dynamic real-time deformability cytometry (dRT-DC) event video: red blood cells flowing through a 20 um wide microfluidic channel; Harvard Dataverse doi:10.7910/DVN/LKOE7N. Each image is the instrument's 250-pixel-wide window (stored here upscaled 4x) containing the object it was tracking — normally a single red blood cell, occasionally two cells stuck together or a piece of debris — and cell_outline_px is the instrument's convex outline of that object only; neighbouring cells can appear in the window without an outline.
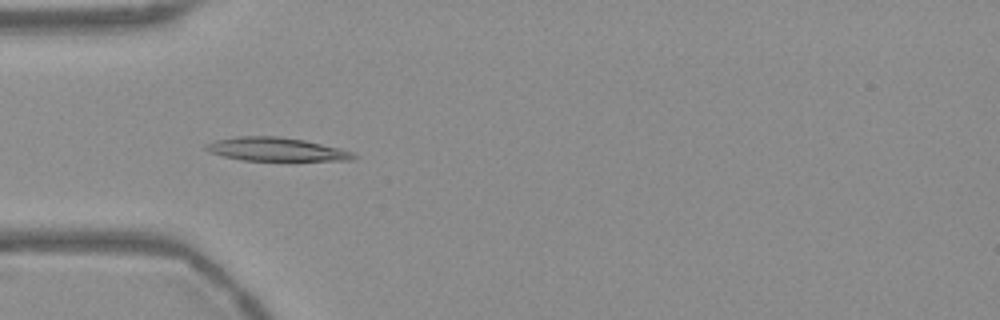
{"species": "Egyptian fruit bat (a non-hibernating species)", "species_latin": "Rousettus aegyptiacus", "temperature_condition": "warm", "stored_images_in_passage": 47, "camera_frame_rate_fps": 3000, "um_per_image_px": 0.085, "frame": {"image": 1, "passage_image": 9, "time_ms": 2.667, "image_size_px": [1000, 320], "cell_outline_px": [[356, 156], [352, 160], [240, 160], [224, 156], [212, 152], [204, 148], [204, 144], [216, 140], [236, 136], [276, 136], [304, 140], [340, 148], [352, 152]], "centroid_in_image_um": [23.44, 12.68], "position_along_channel_um": 61.6, "area_um2": 19.94}}
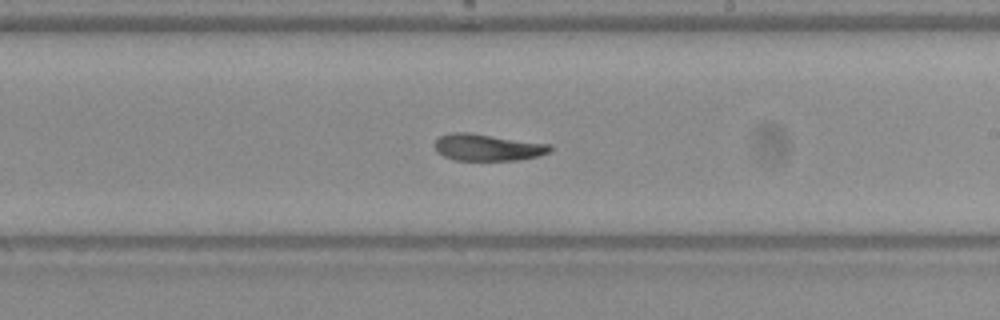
{"frame": {"image": 2, "passage_image": 24, "time_ms": 7.667, "image_size_px": [1000, 320], "cell_outline_px": [[552, 152], [536, 156], [516, 160], [452, 160], [436, 152], [432, 144], [440, 136], [452, 132], [472, 132], [552, 144]], "centroid_in_image_um": [41.43, 12.51], "position_along_channel_um": 247.6, "area_um2": 18.38}}
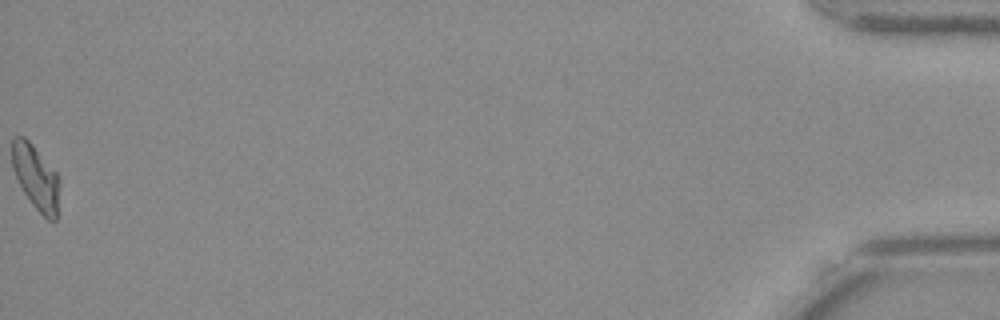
{"frame": {"image": 3, "passage_image": 47, "time_ms": 15.333, "image_size_px": [1000, 320], "cell_outline_px": [[60, 184], [56, 220], [48, 220], [32, 204], [24, 192], [12, 168], [12, 140], [16, 136], [24, 136], [32, 144], [60, 176]], "centroid_in_image_um": [3.07, 15.06], "position_along_channel_um": 432.1, "area_um2": 17.8}, "authors_computed_cell_mechanics": {"area_um2": 18.496, "velocity_mm_per_s": 3.7458, "shape_relaxation_time_tau1_ms": 4.1326, "shape_relaxation_time_tau2_ms": 5.1569, "deformation_change_tau1": 0.1907, "deformation_change_tau2": 0.0799}}